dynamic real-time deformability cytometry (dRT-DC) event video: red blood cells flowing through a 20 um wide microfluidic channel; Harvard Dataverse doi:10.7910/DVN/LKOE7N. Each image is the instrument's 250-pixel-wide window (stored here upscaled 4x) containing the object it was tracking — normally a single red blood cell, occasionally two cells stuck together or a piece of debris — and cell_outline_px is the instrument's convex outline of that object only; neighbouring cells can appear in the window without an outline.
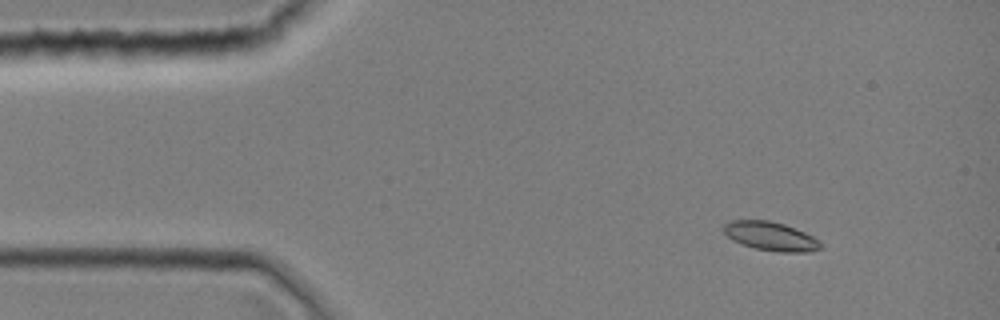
{"species": "common noctule bat (a hibernating species)", "species_latin": "Nyctalus noctula", "temperature_condition": "room temperature", "stored_images_in_passage": 4, "camera_frame_rate_fps": 3000, "um_per_image_px": 0.085, "animal": {"sex": "female", "body_mass_g": 19.0, "forearm_length_mm": 51.5}, "frame": {"image": 1, "passage_image": 1, "time_ms": 0.0, "image_size_px": [1000, 320], "cell_outline_px": [[824, 244], [820, 248], [808, 252], [776, 252], [756, 248], [732, 240], [720, 228], [728, 220], [768, 220], [784, 224], [804, 232], [812, 236]], "centroid_in_image_um": [65.48, 20.07], "position_along_channel_um": 19.5, "area_um2": 16.3}}